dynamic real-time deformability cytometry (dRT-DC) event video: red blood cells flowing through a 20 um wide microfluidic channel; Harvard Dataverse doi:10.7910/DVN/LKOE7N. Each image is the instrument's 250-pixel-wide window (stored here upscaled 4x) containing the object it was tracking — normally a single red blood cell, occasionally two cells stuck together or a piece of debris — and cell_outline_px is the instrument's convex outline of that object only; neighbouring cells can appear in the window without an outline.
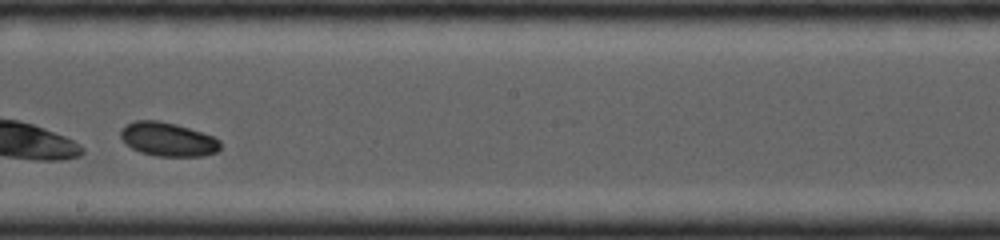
{"species": "common noctule bat (a hibernating species)", "species_latin": "Nyctalus noctula", "temperature_condition": "cold", "stored_images_in_passage": 22, "camera_frame_rate_fps": 4000, "um_per_image_px": 0.085, "animal": {"sex": "female", "body_mass_g": 19.0, "forearm_length_mm": 53.3}, "frame": {"image": 1, "passage_image": 10, "time_ms": 4.0, "image_size_px": [1000, 240], "cell_outline_px": [[220, 148], [216, 152], [204, 156], [156, 156], [140, 152], [132, 148], [120, 136], [120, 128], [136, 120], [156, 120], [176, 124], [212, 136], [220, 140]], "centroid_in_image_um": [14.26, 11.84], "position_along_channel_um": 233.9, "area_um2": 19.48}}